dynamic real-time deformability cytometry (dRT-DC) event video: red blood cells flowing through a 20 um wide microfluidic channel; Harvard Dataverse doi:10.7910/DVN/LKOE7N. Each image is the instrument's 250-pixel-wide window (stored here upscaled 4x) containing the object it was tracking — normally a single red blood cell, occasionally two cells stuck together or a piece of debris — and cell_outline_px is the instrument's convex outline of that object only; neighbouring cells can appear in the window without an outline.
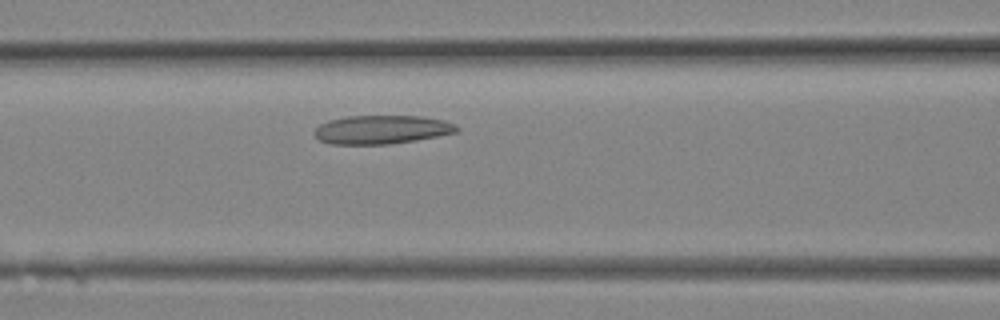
{"species": "Egyptian fruit bat (a non-hibernating species)", "species_latin": "Rousettus aegyptiacus", "temperature_condition": "room temperature", "stored_images_in_passage": 12, "camera_frame_rate_fps": 3000, "um_per_image_px": 0.085, "animal": {"sex": "female"}, "frame": {"image": 1, "passage_image": 7, "time_ms": 2.0, "image_size_px": [1000, 320], "cell_outline_px": [[460, 132], [416, 140], [388, 144], [332, 144], [320, 140], [312, 132], [320, 124], [328, 120], [348, 116], [424, 116], [444, 120], [456, 124], [460, 128]], "centroid_in_image_um": [32.49, 11.01], "position_along_channel_um": 134.1, "area_um2": 23.93}}
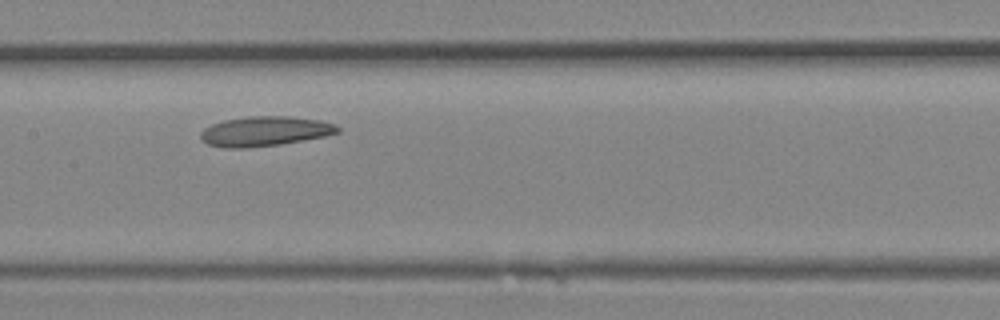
{"frame": {"image": 2, "passage_image": 9, "time_ms": 2.667, "image_size_px": [1000, 320], "cell_outline_px": [[340, 132], [324, 136], [280, 144], [244, 148], [224, 148], [208, 144], [200, 140], [200, 132], [204, 128], [212, 124], [224, 120], [248, 116], [288, 116], [320, 120], [332, 124], [340, 128]], "centroid_in_image_um": [22.46, 11.16], "position_along_channel_um": 184.9, "area_um2": 23.7}}
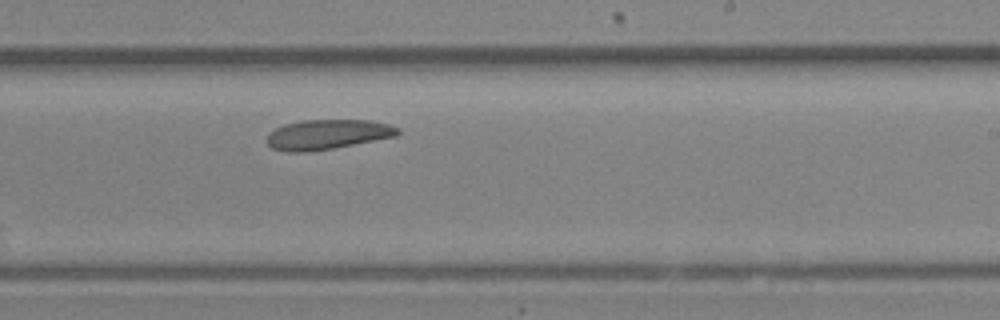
{"frame": {"image": 3, "passage_image": 12, "time_ms": 3.667, "image_size_px": [1000, 320], "cell_outline_px": [[400, 132], [396, 136], [332, 148], [304, 152], [288, 152], [272, 148], [268, 144], [268, 132], [284, 124], [300, 120], [368, 120], [388, 124], [400, 128]], "centroid_in_image_um": [27.82, 11.42], "position_along_channel_um": 261.2, "area_um2": 22.6}}